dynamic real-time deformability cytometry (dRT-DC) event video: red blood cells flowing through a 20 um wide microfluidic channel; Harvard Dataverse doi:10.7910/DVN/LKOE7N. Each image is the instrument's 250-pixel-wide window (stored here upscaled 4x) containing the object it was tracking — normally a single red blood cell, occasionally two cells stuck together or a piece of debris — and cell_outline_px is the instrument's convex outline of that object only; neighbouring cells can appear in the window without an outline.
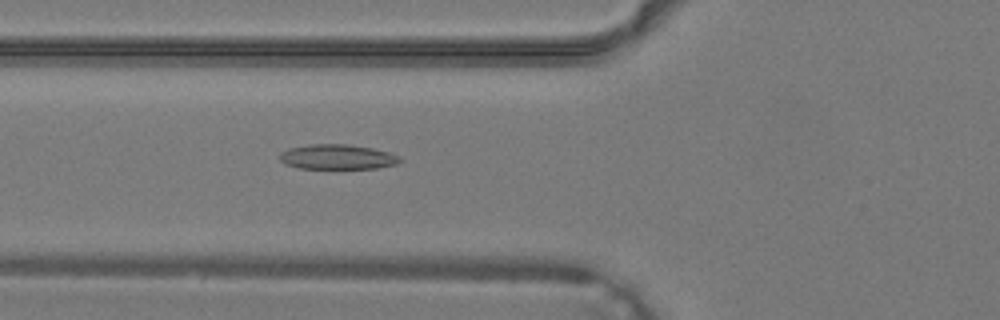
{"species": "common noctule bat (a hibernating species)", "species_latin": "Nyctalus noctula", "temperature_condition": "warm", "stored_images_in_passage": 31, "camera_frame_rate_fps": 3000, "um_per_image_px": 0.085, "animal": {"sex": "male", "body_mass_g": 19.2, "forearm_length_mm": 51.8}, "frame": {"image": 1, "passage_image": 7, "time_ms": 2.0, "image_size_px": [1000, 320], "cell_outline_px": [[404, 160], [396, 164], [376, 168], [300, 168], [284, 164], [280, 160], [280, 152], [288, 148], [312, 144], [348, 144], [372, 148], [388, 152], [400, 156]], "centroid_in_image_um": [28.68, 13.33], "position_along_channel_um": 97.1, "area_um2": 17.46}}
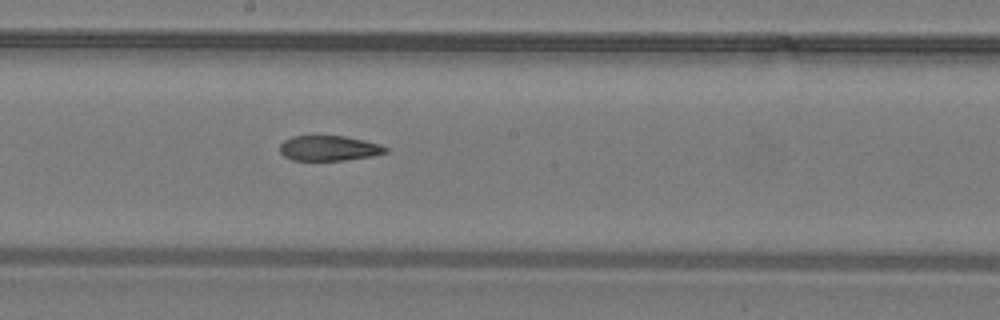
{"frame": {"image": 2, "passage_image": 14, "time_ms": 4.333, "image_size_px": [1000, 320], "cell_outline_px": [[388, 152], [372, 156], [344, 160], [292, 160], [284, 156], [280, 152], [280, 144], [284, 140], [292, 136], [344, 136], [364, 140], [380, 144], [388, 148]], "centroid_in_image_um": [27.96, 12.6], "position_along_channel_um": 220.2, "area_um2": 15.49}}
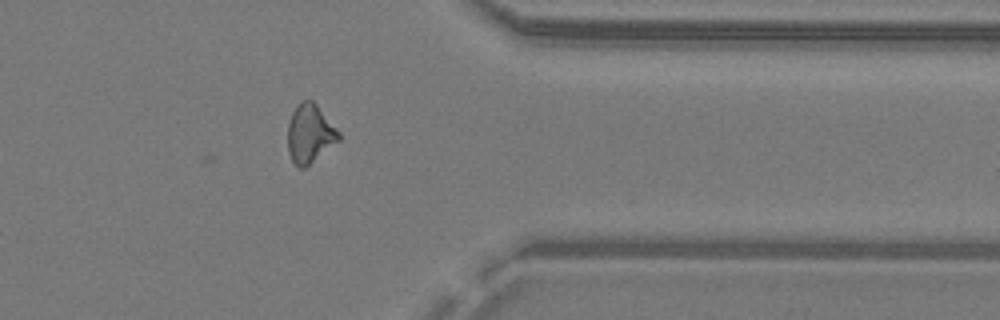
{"frame": {"image": 3, "passage_image": 24, "time_ms": 7.667, "image_size_px": [1000, 320], "cell_outline_px": [[340, 140], [304, 168], [300, 168], [292, 160], [288, 152], [288, 120], [292, 112], [300, 100], [312, 100], [316, 104], [340, 132]], "centroid_in_image_um": [26.33, 11.34], "position_along_channel_um": 385.1, "area_um2": 17.34}}